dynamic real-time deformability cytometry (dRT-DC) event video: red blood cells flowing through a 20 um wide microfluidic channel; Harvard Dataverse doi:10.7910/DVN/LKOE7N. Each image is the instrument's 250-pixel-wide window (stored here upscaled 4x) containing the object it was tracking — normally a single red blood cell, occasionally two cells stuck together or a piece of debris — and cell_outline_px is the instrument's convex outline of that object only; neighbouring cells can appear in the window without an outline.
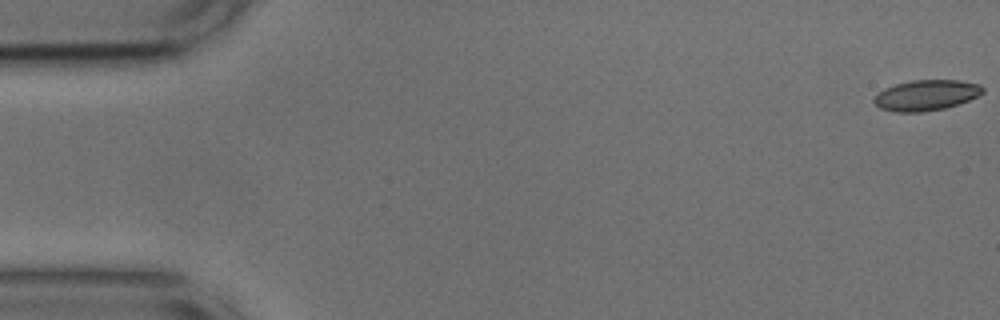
{"species": "common noctule bat (a hibernating species)", "species_latin": "Nyctalus noctula", "temperature_condition": "cold", "stored_images_in_passage": 53, "camera_frame_rate_fps": 3000, "um_per_image_px": 0.085, "animal": {"sex": "male", "body_mass_g": 17.9, "forearm_length_mm": 54.2}, "frame": {"image": 1, "passage_image": 1, "time_ms": 0.0, "image_size_px": [1000, 320], "cell_outline_px": [[984, 92], [968, 100], [944, 108], [920, 112], [896, 112], [880, 108], [872, 100], [884, 88], [896, 84], [912, 80], [960, 80], [980, 84], [984, 88]], "centroid_in_image_um": [78.73, 8.08], "position_along_channel_um": 6.3, "area_um2": 19.19}}
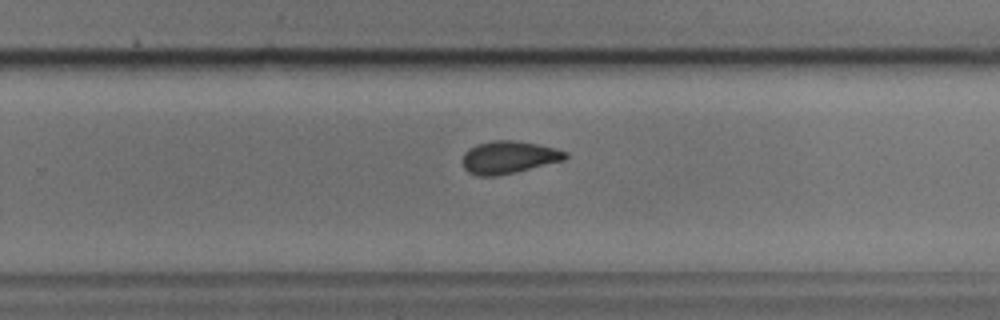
{"frame": {"image": 2, "passage_image": 34, "time_ms": 11.0, "image_size_px": [1000, 320], "cell_outline_px": [[568, 156], [564, 160], [516, 172], [496, 176], [476, 176], [468, 172], [464, 168], [464, 152], [468, 148], [476, 144], [492, 140], [512, 140], [536, 144], [556, 148], [568, 152]], "centroid_in_image_um": [43.24, 13.37], "position_along_channel_um": 286.6, "area_um2": 19.54}}
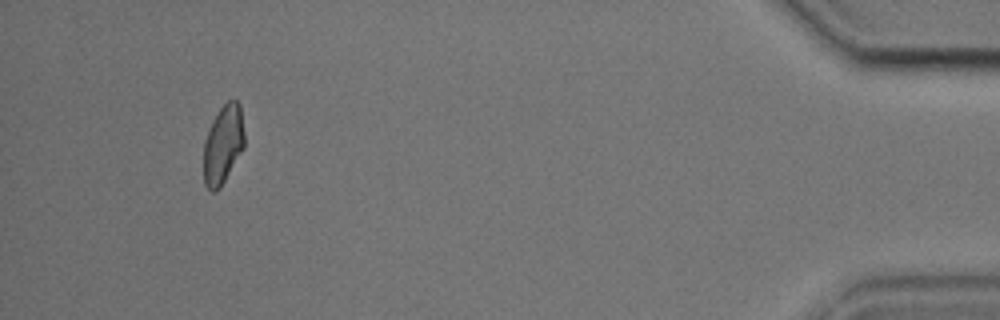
{"frame": {"image": 3, "passage_image": 50, "time_ms": 16.333, "image_size_px": [1000, 320], "cell_outline_px": [[244, 148], [220, 188], [216, 192], [212, 192], [204, 184], [204, 140], [212, 120], [220, 108], [228, 100], [236, 100], [240, 104], [244, 132]], "centroid_in_image_um": [18.96, 12.28], "position_along_channel_um": 416.2, "area_um2": 18.79}, "authors_computed_cell_mechanics": {"area_um2": 19.5364, "velocity_mm_per_s": 3.7561, "shape_relaxation_time_tau1_ms": 7.3518, "shape_relaxation_time_tau2_ms": 1.8447, "deformation_change_tau1": 0.1401, "deformation_change_tau2": 0.0648}}